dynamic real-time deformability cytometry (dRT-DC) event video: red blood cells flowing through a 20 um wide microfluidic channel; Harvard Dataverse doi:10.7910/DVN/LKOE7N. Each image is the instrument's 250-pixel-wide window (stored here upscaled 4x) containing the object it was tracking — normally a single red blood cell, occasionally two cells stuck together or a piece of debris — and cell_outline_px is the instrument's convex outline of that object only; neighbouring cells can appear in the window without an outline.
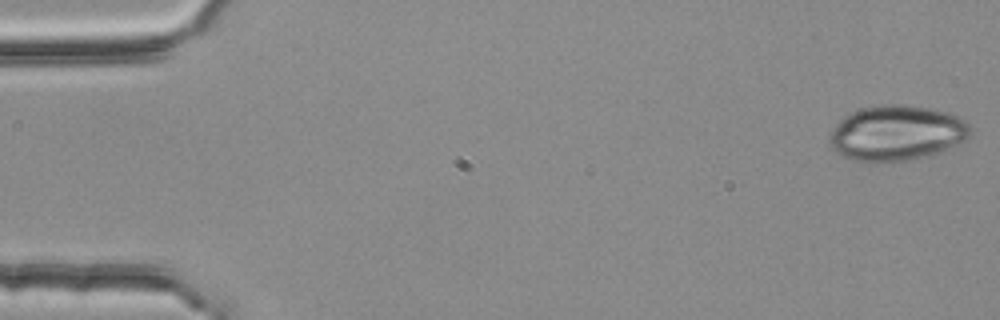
{"species": "common noctule bat (a hibernating species)", "species_latin": "Nyctalus noctula", "temperature_condition": "room temperature", "stored_images_in_passage": 11, "camera_frame_rate_fps": 3000, "um_per_image_px": 0.085, "animal": {"sex": "female", "body_mass_g": 25.1}, "frame": {"image": 1, "passage_image": 1, "time_ms": 0.0, "image_size_px": [1000, 320], "cell_outline_px": [[972, 132], [964, 140], [936, 152], [904, 160], [876, 164], [852, 160], [836, 152], [832, 148], [828, 140], [828, 136], [840, 120], [844, 116], [852, 112], [864, 108], [880, 104], [908, 104], [948, 112], [964, 120], [972, 128]], "centroid_in_image_um": [76.16, 11.3], "position_along_channel_um": 8.8, "area_um2": 45.14}}